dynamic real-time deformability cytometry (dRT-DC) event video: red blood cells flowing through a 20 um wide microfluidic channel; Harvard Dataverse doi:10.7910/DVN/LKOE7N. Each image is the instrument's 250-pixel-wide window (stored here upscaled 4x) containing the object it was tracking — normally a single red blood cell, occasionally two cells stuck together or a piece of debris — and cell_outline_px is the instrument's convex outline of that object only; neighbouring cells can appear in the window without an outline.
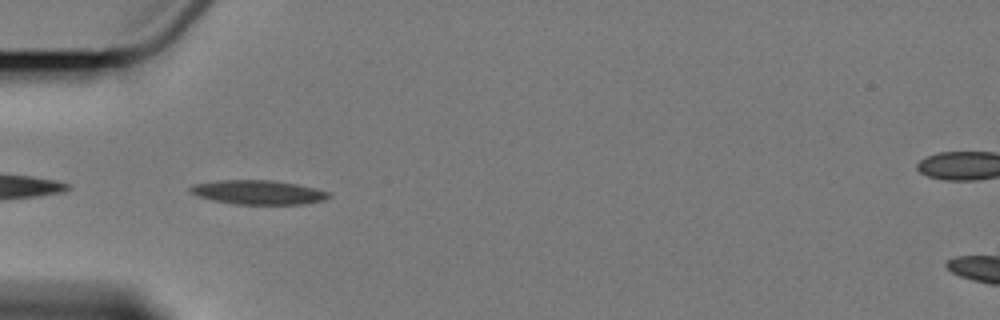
{"species": "Egyptian fruit bat (a non-hibernating species)", "species_latin": "Rousettus aegyptiacus", "temperature_condition": "cold", "stored_images_in_passage": 8, "camera_frame_rate_fps": 3000, "um_per_image_px": 0.085, "animal": {"sex": "female"}, "frame": {"image": 1, "passage_image": 6, "time_ms": 6.0, "image_size_px": [1000, 320], "cell_outline_px": [[332, 196], [324, 200], [304, 204], [232, 204], [212, 200], [196, 196], [188, 192], [188, 188], [192, 184], [220, 180], [272, 180], [296, 184], [316, 188], [328, 192]], "centroid_in_image_um": [21.9, 16.35], "position_along_channel_um": 63.1, "area_um2": 19.71}}
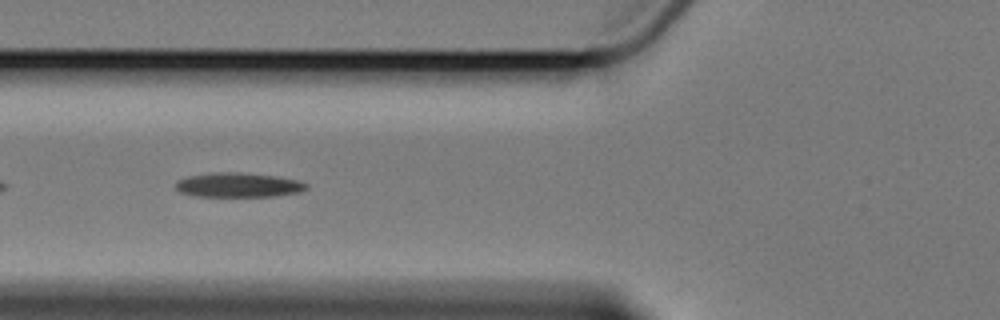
{"frame": {"image": 2, "passage_image": 7, "time_ms": 7.333, "image_size_px": [1000, 320], "cell_outline_px": [[308, 188], [300, 192], [276, 196], [196, 196], [180, 192], [176, 188], [176, 180], [188, 176], [212, 172], [240, 172], [276, 176], [300, 180], [308, 184]], "centroid_in_image_um": [20.28, 15.71], "position_along_channel_um": 105.5, "area_um2": 18.79}}
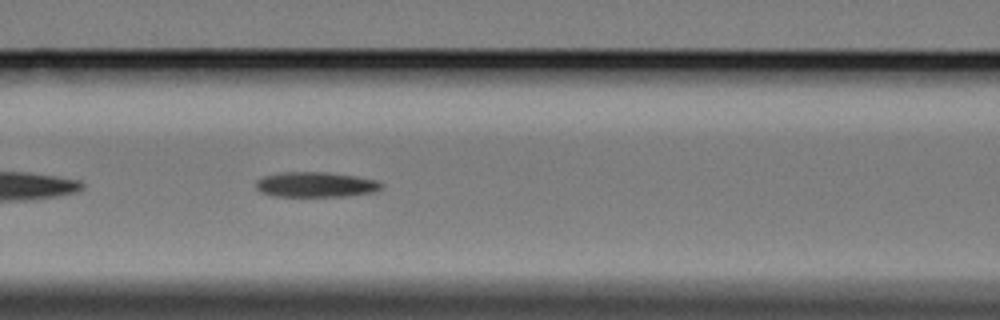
{"frame": {"image": 3, "passage_image": 8, "time_ms": 8.333, "image_size_px": [1000, 320], "cell_outline_px": [[384, 188], [376, 192], [348, 196], [268, 196], [260, 192], [256, 188], [256, 180], [264, 176], [280, 172], [324, 172], [356, 176], [376, 180], [384, 184]], "centroid_in_image_um": [26.85, 15.69], "position_along_channel_um": 139.8, "area_um2": 18.67}}